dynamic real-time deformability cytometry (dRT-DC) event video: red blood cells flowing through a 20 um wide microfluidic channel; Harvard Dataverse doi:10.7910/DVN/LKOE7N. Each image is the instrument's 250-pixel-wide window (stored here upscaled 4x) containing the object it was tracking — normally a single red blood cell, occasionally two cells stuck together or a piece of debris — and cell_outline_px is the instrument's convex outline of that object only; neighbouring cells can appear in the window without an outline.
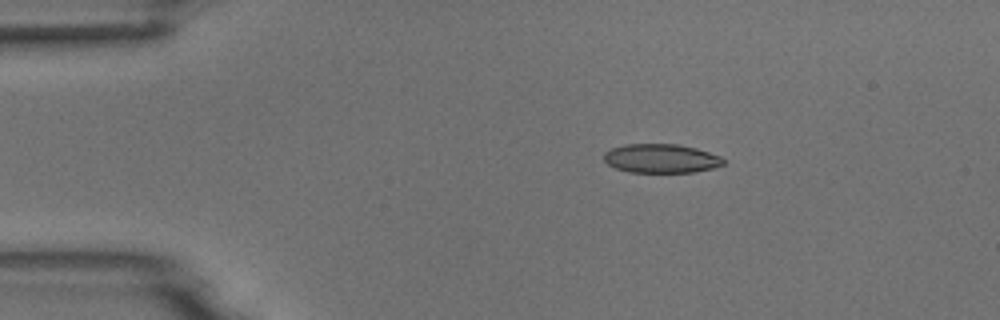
{"species": "common noctule bat (a hibernating species)", "species_latin": "Nyctalus noctula", "temperature_condition": "room temperature", "stored_images_in_passage": 7, "camera_frame_rate_fps": 3000, "um_per_image_px": 0.085, "animal": {"sex": "male", "body_mass_g": 18.8}, "frame": {"image": 1, "passage_image": 2, "time_ms": 2.0, "image_size_px": [1000, 320], "cell_outline_px": [[724, 164], [712, 168], [692, 172], [628, 172], [616, 168], [608, 164], [604, 160], [604, 152], [612, 148], [624, 144], [676, 144], [696, 148], [720, 156], [724, 160]], "centroid_in_image_um": [56.17, 13.46], "position_along_channel_um": 28.8, "area_um2": 20.06}}
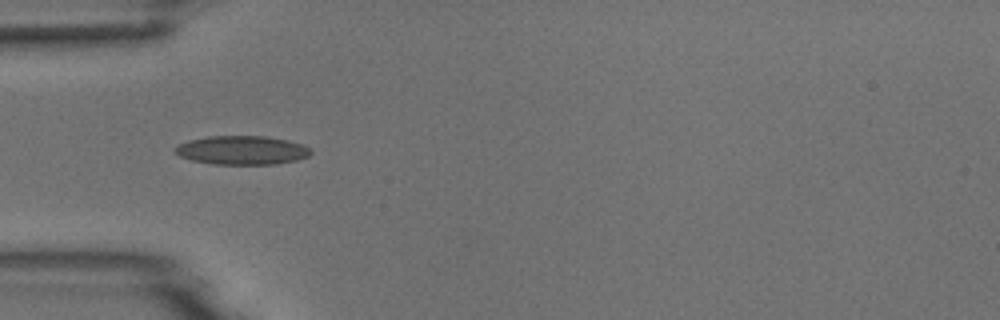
{"frame": {"image": 2, "passage_image": 4, "time_ms": 4.333, "image_size_px": [1000, 320], "cell_outline_px": [[312, 152], [308, 156], [296, 160], [276, 164], [212, 164], [192, 160], [180, 156], [176, 152], [176, 144], [188, 140], [208, 136], [264, 136], [288, 140], [304, 144]], "centroid_in_image_um": [20.56, 12.76], "position_along_channel_um": 64.4, "area_um2": 22.77}}